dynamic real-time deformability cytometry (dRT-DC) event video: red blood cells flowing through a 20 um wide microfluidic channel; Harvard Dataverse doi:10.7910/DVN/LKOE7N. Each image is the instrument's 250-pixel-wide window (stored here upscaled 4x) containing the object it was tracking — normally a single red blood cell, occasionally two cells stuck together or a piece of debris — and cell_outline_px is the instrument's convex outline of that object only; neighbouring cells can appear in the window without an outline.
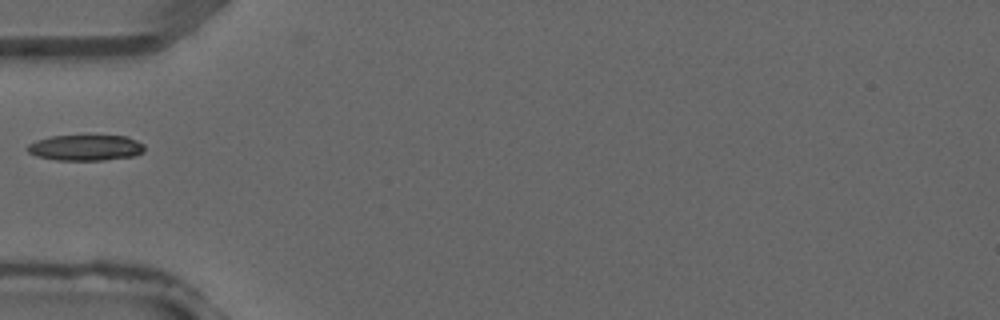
{"species": "common noctule bat (a hibernating species)", "species_latin": "Nyctalus noctula", "temperature_condition": "warm", "stored_images_in_passage": 1, "camera_frame_rate_fps": 3000, "um_per_image_px": 0.085, "animal": {"sex": "male", "forearm_length_mm": 52.5}, "frame": {"image": 1, "passage_image": 1, "time_ms": 0.0, "image_size_px": [1000, 320], "cell_outline_px": [[144, 152], [132, 156], [104, 160], [56, 160], [36, 156], [28, 152], [24, 148], [28, 144], [36, 140], [52, 136], [124, 136], [136, 140], [144, 144]], "centroid_in_image_um": [7.24, 12.56], "position_along_channel_um": 77.8, "area_um2": 17.57}}